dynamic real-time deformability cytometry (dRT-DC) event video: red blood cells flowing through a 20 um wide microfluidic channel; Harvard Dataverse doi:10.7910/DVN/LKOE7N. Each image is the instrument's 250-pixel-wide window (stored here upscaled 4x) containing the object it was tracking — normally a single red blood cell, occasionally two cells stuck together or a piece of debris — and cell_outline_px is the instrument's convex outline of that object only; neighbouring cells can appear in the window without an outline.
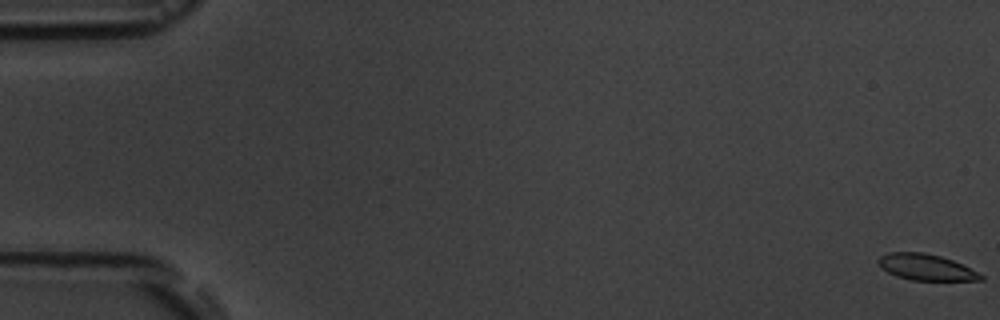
{"species": "common noctule bat (a hibernating species)", "species_latin": "Nyctalus noctula", "temperature_condition": "room temperature", "stored_images_in_passage": 5, "camera_frame_rate_fps": 3000, "um_per_image_px": 0.085, "animal": {"sex": "male", "body_mass_g": 19.5, "forearm_length_mm": 54.6}, "frame": {"image": 1, "passage_image": 1, "time_ms": 0.0, "image_size_px": [1000, 320], "cell_outline_px": [[984, 280], [912, 280], [896, 276], [880, 268], [876, 260], [880, 256], [888, 252], [924, 252], [940, 256], [952, 260], [984, 276]], "centroid_in_image_um": [78.64, 22.7], "position_along_channel_um": 6.4, "area_um2": 15.49}}